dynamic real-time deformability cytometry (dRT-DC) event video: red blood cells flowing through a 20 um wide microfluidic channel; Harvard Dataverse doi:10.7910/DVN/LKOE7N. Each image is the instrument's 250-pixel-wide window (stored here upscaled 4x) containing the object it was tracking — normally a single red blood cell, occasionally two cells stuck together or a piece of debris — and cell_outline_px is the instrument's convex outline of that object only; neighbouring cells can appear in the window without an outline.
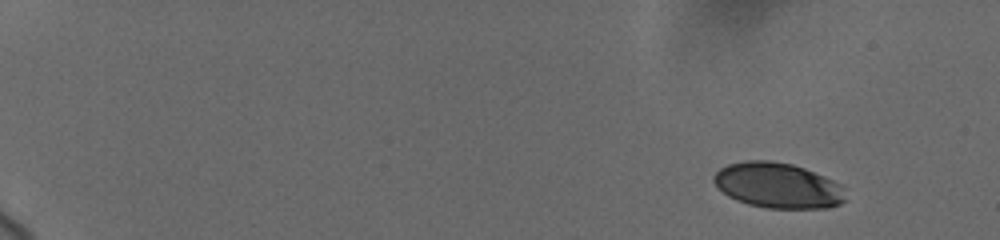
{"species": "human", "species_latin": "Homo sapiens", "temperature_condition": "cold", "stored_images_in_passage": 7, "camera_frame_rate_fps": 3000, "um_per_image_px": 0.085, "donor": {"sex": "female"}, "frame": {"image": 1, "passage_image": 1, "time_ms": 0.0, "image_size_px": [1000, 240], "cell_outline_px": [[848, 200], [840, 204], [828, 208], [768, 208], [748, 204], [736, 200], [728, 196], [712, 180], [712, 176], [720, 168], [728, 164], [748, 160], [768, 160], [792, 164], [804, 168], [824, 176], [840, 184], [844, 188]], "centroid_in_image_um": [66.15, 15.77], "position_along_channel_um": 18.9, "area_um2": 34.97}}
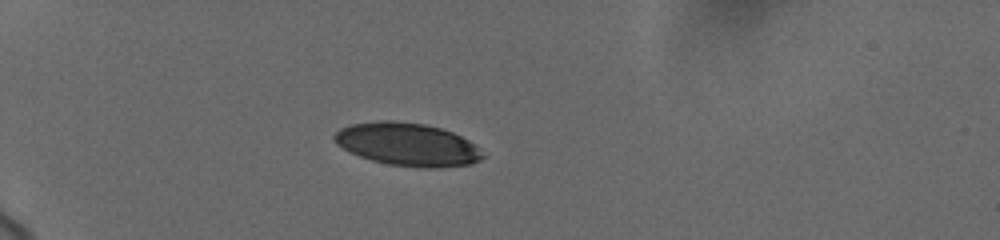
{"frame": {"image": 2, "passage_image": 5, "time_ms": 4.333, "image_size_px": [1000, 240], "cell_outline_px": [[488, 156], [472, 164], [428, 168], [388, 164], [372, 160], [360, 156], [336, 144], [332, 140], [332, 136], [340, 128], [352, 124], [380, 120], [392, 120], [424, 124], [440, 128], [452, 132], [476, 144]], "centroid_in_image_um": [34.66, 12.27], "position_along_channel_um": 50.3, "area_um2": 37.17}}
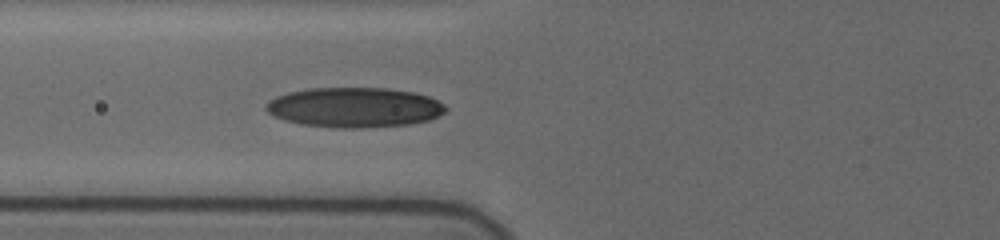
{"frame": {"image": 3, "passage_image": 7, "time_ms": 6.667, "image_size_px": [1000, 240], "cell_outline_px": [[448, 108], [444, 112], [428, 120], [408, 124], [356, 128], [340, 128], [304, 124], [284, 120], [272, 116], [264, 108], [264, 104], [268, 100], [276, 96], [288, 92], [312, 88], [384, 88], [412, 92], [428, 96], [444, 104]], "centroid_in_image_um": [30.07, 9.12], "position_along_channel_um": 95.7, "area_um2": 41.62}}